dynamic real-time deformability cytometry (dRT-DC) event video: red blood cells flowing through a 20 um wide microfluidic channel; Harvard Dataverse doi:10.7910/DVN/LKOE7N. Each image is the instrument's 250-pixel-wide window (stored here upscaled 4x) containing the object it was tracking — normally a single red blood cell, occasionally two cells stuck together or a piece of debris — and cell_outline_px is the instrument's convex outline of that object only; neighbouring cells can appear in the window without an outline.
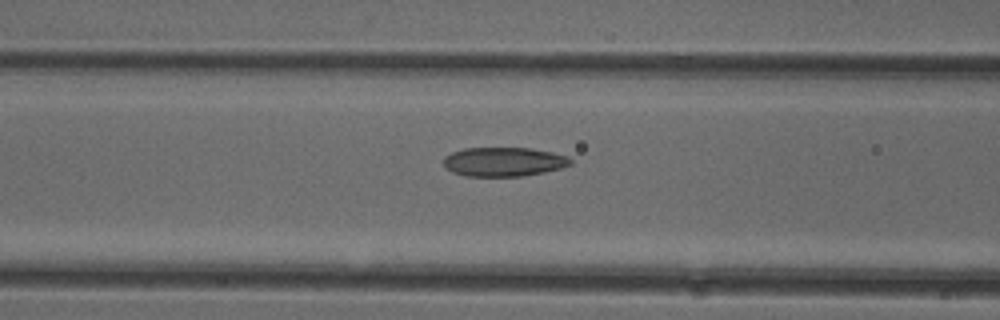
{"species": "common noctule bat (a hibernating species)", "species_latin": "Nyctalus noctula", "temperature_condition": "cold", "stored_images_in_passage": 24, "camera_frame_rate_fps": 3000, "um_per_image_px": 0.085, "animal": {"sex": "female"}, "frame": {"image": 1, "passage_image": 20, "time_ms": 6.333, "image_size_px": [1000, 320], "cell_outline_px": [[572, 164], [560, 168], [544, 172], [524, 176], [464, 176], [452, 172], [444, 164], [444, 156], [452, 152], [464, 148], [532, 148], [552, 152], [568, 156], [572, 160]], "centroid_in_image_um": [42.83, 13.75], "position_along_channel_um": 123.8, "area_um2": 21.62}}
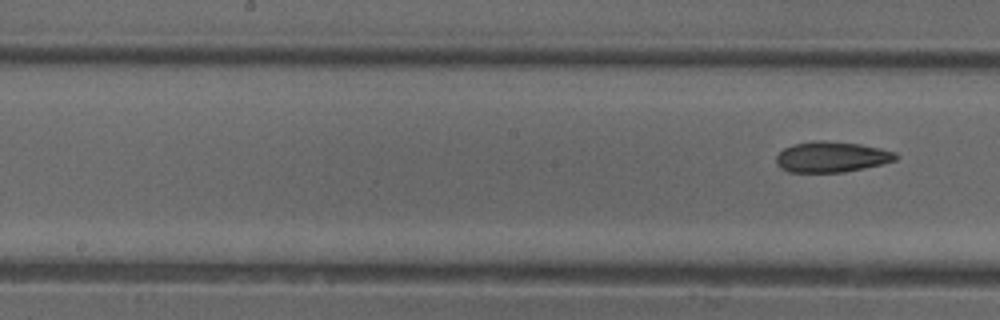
{"frame": {"image": 2, "passage_image": 24, "time_ms": 7.667, "image_size_px": [1000, 320], "cell_outline_px": [[900, 156], [896, 160], [864, 168], [844, 172], [788, 172], [780, 168], [776, 164], [776, 156], [784, 148], [792, 144], [812, 140], [820, 140], [860, 144], [880, 148], [896, 152]], "centroid_in_image_um": [70.67, 13.33], "position_along_channel_um": 177.5, "area_um2": 21.5}}